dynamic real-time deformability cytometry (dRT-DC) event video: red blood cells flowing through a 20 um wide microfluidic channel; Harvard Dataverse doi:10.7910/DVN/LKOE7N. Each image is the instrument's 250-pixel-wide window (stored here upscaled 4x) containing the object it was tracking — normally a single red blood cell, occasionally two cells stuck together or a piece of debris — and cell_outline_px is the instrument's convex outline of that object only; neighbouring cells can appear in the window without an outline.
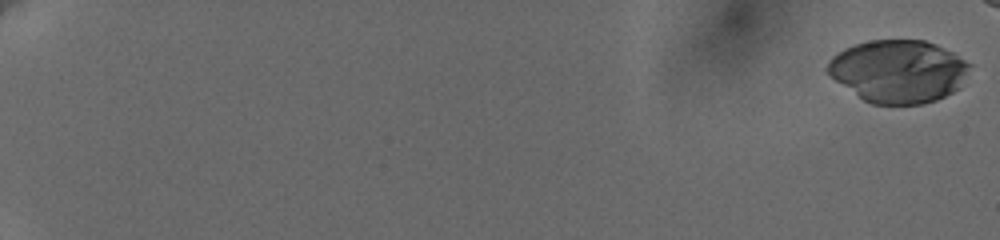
{"species": "human", "species_latin": "Homo sapiens", "temperature_condition": "cold", "stored_images_in_passage": 47, "camera_frame_rate_fps": 3000, "um_per_image_px": 0.085, "donor": {"sex": "female"}, "frame": {"image": 1, "passage_image": 1, "time_ms": 0.0, "image_size_px": [1000, 240], "cell_outline_px": [[972, 64], [956, 88], [952, 92], [936, 100], [920, 104], [872, 104], [864, 100], [824, 72], [824, 68], [828, 60], [832, 56], [844, 48], [856, 44], [872, 40], [924, 40], [936, 44], [952, 52]], "centroid_in_image_um": [76.3, 6.04], "position_along_channel_um": 8.7, "area_um2": 51.62}}
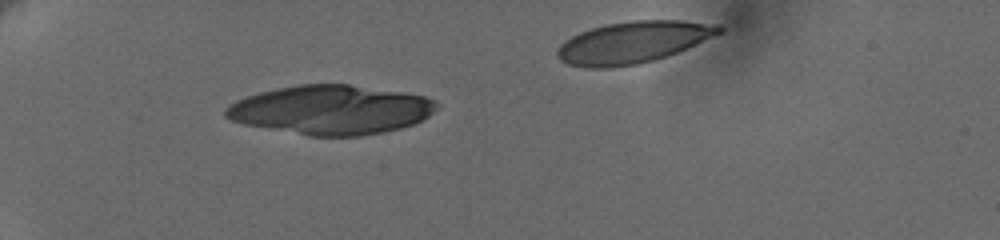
{"frame": {"image": 2, "passage_image": 22, "time_ms": 7.0, "image_size_px": [1000, 240], "cell_outline_px": [[436, 108], [428, 116], [412, 124], [400, 128], [384, 132], [360, 136], [308, 136], [244, 124], [232, 120], [224, 116], [224, 108], [236, 100], [260, 92], [276, 88], [296, 84], [348, 84], [404, 92], [424, 96], [432, 100], [436, 104]], "centroid_in_image_um": [28.08, 9.33], "position_along_channel_um": 56.9, "area_um2": 60.29}}